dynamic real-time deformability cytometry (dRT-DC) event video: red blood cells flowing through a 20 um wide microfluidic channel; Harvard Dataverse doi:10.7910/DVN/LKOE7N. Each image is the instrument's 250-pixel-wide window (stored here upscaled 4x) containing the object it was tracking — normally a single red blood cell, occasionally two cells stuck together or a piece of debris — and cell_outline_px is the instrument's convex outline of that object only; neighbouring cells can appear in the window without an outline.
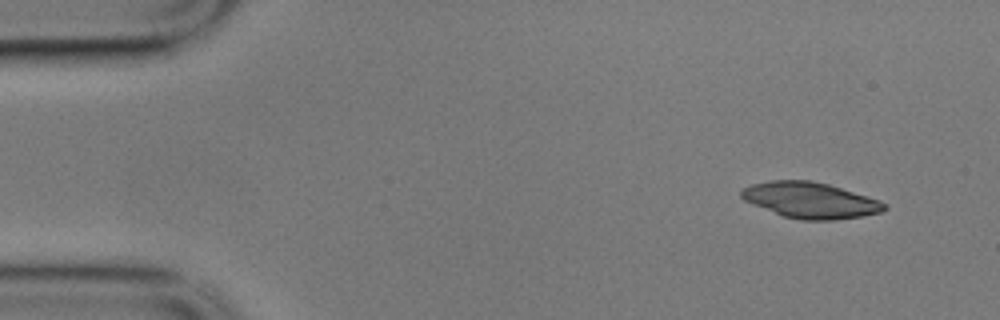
{"species": "common noctule bat (a hibernating species)", "species_latin": "Nyctalus noctula", "temperature_condition": "cold", "stored_images_in_passage": 4, "camera_frame_rate_fps": 3000, "um_per_image_px": 0.085, "animal": {"sex": "male", "body_mass_g": 17.9}, "frame": {"image": 1, "passage_image": 1, "time_ms": 0.0, "image_size_px": [1000, 320], "cell_outline_px": [[888, 208], [880, 212], [860, 216], [836, 220], [800, 220], [784, 216], [752, 204], [744, 200], [740, 196], [740, 192], [744, 188], [752, 184], [768, 180], [808, 180], [828, 184], [868, 196], [880, 200]], "centroid_in_image_um": [68.86, 17.01], "position_along_channel_um": 16.1, "area_um2": 29.77}}